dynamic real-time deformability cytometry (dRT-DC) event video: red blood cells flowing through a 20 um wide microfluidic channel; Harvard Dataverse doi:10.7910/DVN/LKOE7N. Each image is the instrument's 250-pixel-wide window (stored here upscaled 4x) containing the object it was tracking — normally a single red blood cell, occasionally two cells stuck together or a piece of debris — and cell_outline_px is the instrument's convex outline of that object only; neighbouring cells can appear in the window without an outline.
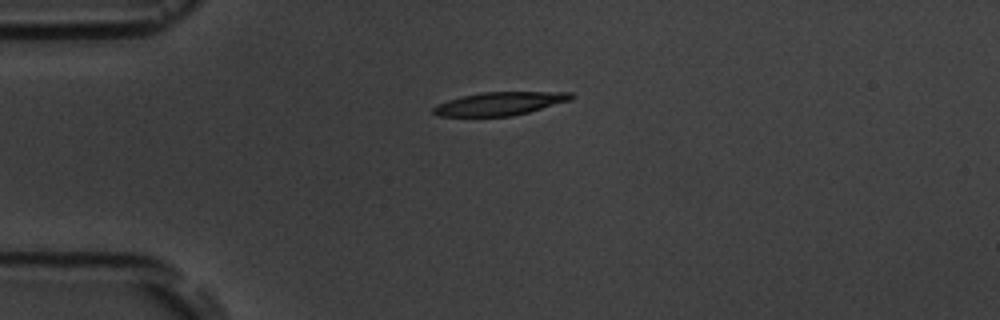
{"species": "common noctule bat (a hibernating species)", "species_latin": "Nyctalus noctula", "temperature_condition": "room temperature", "stored_images_in_passage": 2, "camera_frame_rate_fps": 3000, "um_per_image_px": 0.085, "animal": {"sex": "male", "body_mass_g": 19.5, "forearm_length_mm": 54.6}, "frame": {"image": 1, "passage_image": 1, "time_ms": 0.0, "image_size_px": [1000, 320], "cell_outline_px": [[576, 96], [572, 100], [528, 112], [512, 116], [436, 116], [432, 112], [432, 108], [448, 100], [460, 96], [480, 92], [572, 92]], "centroid_in_image_um": [42.5, 8.8], "position_along_channel_um": 42.5, "area_um2": 18.73}}